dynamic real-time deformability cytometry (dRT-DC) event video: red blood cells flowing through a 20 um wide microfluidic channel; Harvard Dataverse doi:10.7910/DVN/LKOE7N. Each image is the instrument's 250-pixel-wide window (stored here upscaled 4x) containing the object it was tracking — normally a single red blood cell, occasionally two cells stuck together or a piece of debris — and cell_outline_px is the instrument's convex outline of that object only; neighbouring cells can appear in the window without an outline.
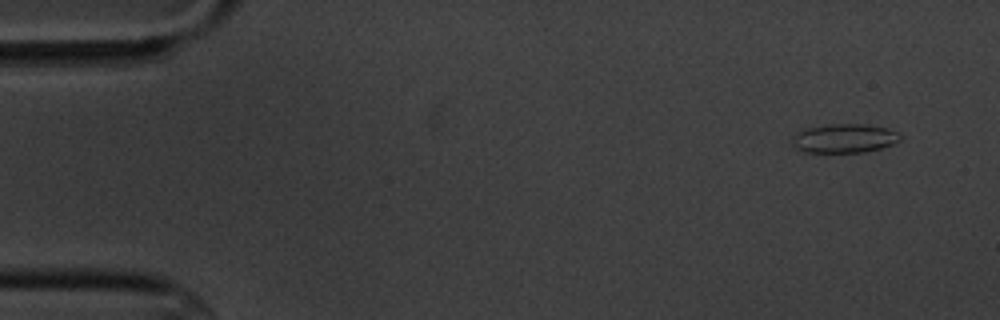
{"species": "common noctule bat (a hibernating species)", "species_latin": "Nyctalus noctula", "temperature_condition": "cold", "stored_images_in_passage": 4, "camera_frame_rate_fps": 3000, "um_per_image_px": 0.085, "animal": {"sex": "male", "body_mass_g": 20.1, "forearm_length_mm": 53.5}, "frame": {"image": 1, "passage_image": 1, "time_ms": 0.0, "image_size_px": [1000, 320], "cell_outline_px": [[900, 140], [892, 144], [880, 148], [864, 152], [804, 152], [796, 148], [788, 140], [792, 136], [804, 128], [828, 124], [864, 124], [888, 128], [900, 132]], "centroid_in_image_um": [71.73, 11.75], "position_along_channel_um": 13.3, "area_um2": 18.44}}